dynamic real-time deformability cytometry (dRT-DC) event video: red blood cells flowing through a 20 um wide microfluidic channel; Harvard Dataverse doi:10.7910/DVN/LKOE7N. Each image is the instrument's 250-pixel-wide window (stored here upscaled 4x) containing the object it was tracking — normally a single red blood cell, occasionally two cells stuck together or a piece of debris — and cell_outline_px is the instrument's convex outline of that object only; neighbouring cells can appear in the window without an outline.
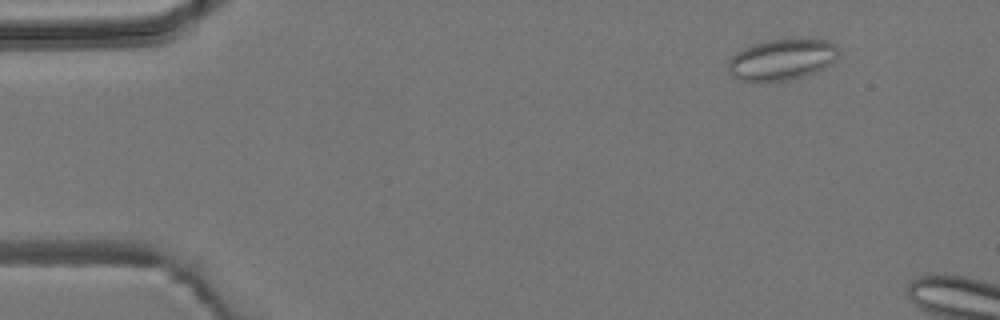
{"species": "common noctule bat (a hibernating species)", "species_latin": "Nyctalus noctula", "temperature_condition": "room temperature", "stored_images_in_passage": 4, "camera_frame_rate_fps": 3000, "um_per_image_px": 0.085, "animal": {"sex": "male", "body_mass_g": 19.2, "forearm_length_mm": 51.8}, "frame": {"image": 1, "passage_image": 1, "time_ms": 0.0, "image_size_px": [1000, 320], "cell_outline_px": [[840, 56], [836, 60], [824, 68], [816, 72], [804, 76], [788, 80], [760, 84], [736, 80], [728, 72], [728, 60], [736, 52], [752, 44], [768, 40], [792, 36], [796, 36], [824, 40], [836, 44], [840, 48]], "centroid_in_image_um": [66.47, 5.06], "position_along_channel_um": 18.5, "area_um2": 27.98}}